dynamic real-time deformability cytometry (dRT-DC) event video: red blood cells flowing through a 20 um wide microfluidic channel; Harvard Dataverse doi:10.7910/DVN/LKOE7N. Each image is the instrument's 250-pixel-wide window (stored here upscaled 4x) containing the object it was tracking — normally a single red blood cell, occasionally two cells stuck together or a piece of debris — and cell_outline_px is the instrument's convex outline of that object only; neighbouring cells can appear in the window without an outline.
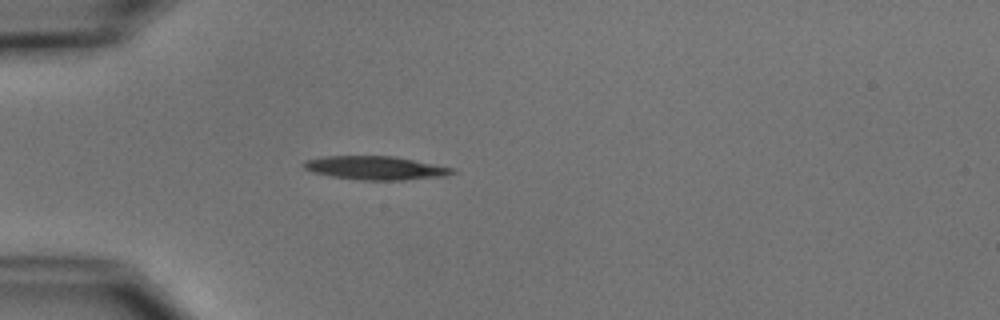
{"species": "common noctule bat (a hibernating species)", "species_latin": "Nyctalus noctula", "temperature_condition": "cold", "stored_images_in_passage": 5, "camera_frame_rate_fps": 3000, "um_per_image_px": 0.085, "animal": {"sex": "male", "body_mass_g": 15.6}, "frame": {"image": 1, "passage_image": 5, "time_ms": 5.0, "image_size_px": [1000, 320], "cell_outline_px": [[456, 172], [448, 176], [404, 180], [360, 180], [332, 176], [312, 172], [304, 168], [300, 164], [304, 160], [324, 156], [396, 156], [456, 168]], "centroid_in_image_um": [31.95, 14.27], "position_along_channel_um": 53.0, "area_um2": 20.75}}